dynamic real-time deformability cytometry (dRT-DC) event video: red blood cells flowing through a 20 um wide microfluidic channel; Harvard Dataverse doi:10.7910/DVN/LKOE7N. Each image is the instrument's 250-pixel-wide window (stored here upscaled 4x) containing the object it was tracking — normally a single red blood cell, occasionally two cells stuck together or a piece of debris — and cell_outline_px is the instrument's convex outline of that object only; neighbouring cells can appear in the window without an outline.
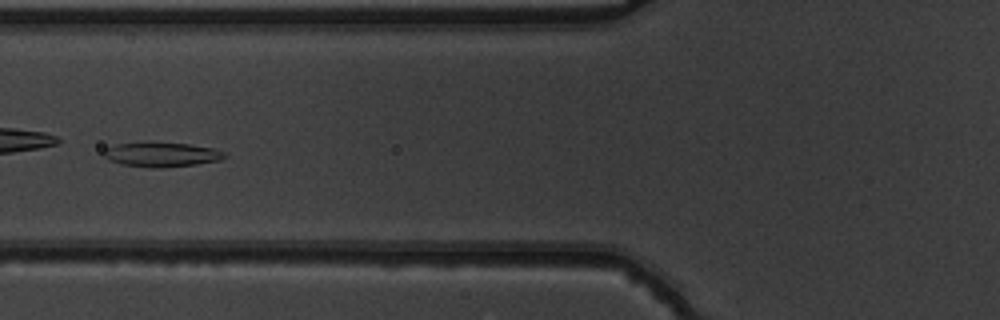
{"species": "common noctule bat (a hibernating species)", "species_latin": "Nyctalus noctula", "temperature_condition": "warm", "stored_images_in_passage": 53, "camera_frame_rate_fps": 3000, "um_per_image_px": 0.085, "animal": {"sex": "male", "body_mass_g": 19.5, "forearm_length_mm": 54.6}, "frame": {"image": 1, "passage_image": 23, "time_ms": 7.333, "image_size_px": [1000, 320], "cell_outline_px": [[228, 156], [220, 160], [196, 164], [160, 168], [152, 168], [124, 164], [108, 160], [100, 152], [104, 148], [116, 144], [188, 144], [212, 148], [224, 152]], "centroid_in_image_um": [13.72, 13.16], "position_along_channel_um": 112.1, "area_um2": 16.76}}
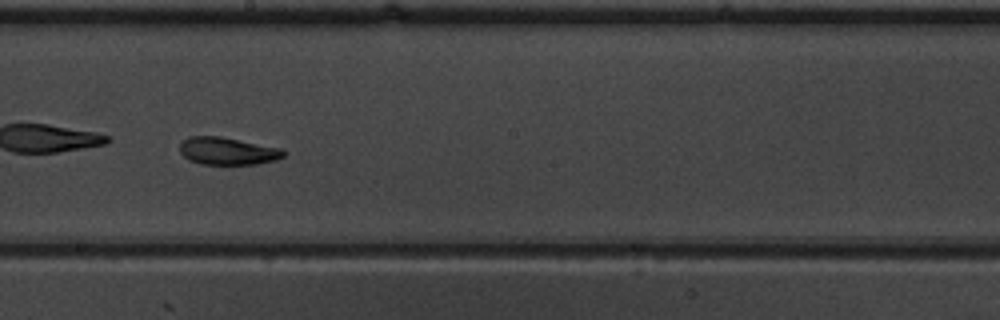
{"frame": {"image": 2, "passage_image": 32, "time_ms": 10.333, "image_size_px": [1000, 320], "cell_outline_px": [[288, 152], [284, 156], [276, 160], [256, 164], [200, 164], [188, 160], [180, 152], [180, 144], [188, 136], [220, 136], [280, 148]], "centroid_in_image_um": [19.34, 12.84], "position_along_channel_um": 228.9, "area_um2": 16.65}}
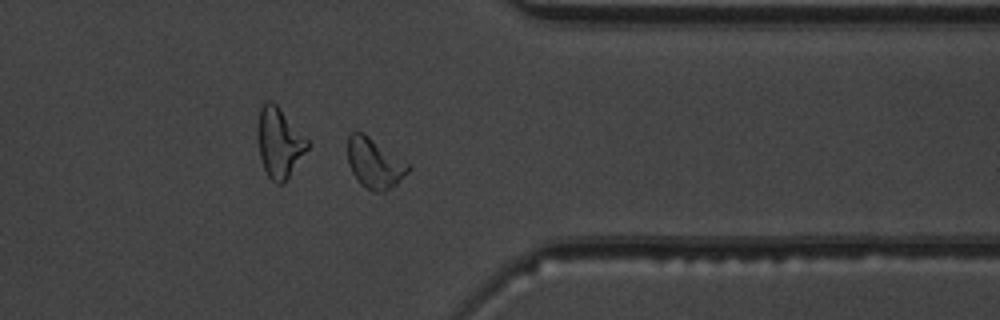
{"frame": {"image": 3, "passage_image": 44, "time_ms": 14.333, "image_size_px": [1000, 320], "cell_outline_px": [[412, 168], [396, 184], [384, 192], [372, 192], [360, 184], [352, 172], [348, 164], [348, 136], [352, 132], [364, 132], [412, 164]], "centroid_in_image_um": [31.87, 13.86], "position_along_channel_um": 379.5, "area_um2": 18.09}, "authors_computed_cell_mechanics": {"area_um2": 18.1492, "velocity_mm_per_s": 3.9, "shape_relaxation_time_tau1_ms": 7.8245, "shape_relaxation_time_tau2_ms": 2.8537, "deformation_change_tau1": 0.2125, "deformation_change_tau2": 0.0764}}